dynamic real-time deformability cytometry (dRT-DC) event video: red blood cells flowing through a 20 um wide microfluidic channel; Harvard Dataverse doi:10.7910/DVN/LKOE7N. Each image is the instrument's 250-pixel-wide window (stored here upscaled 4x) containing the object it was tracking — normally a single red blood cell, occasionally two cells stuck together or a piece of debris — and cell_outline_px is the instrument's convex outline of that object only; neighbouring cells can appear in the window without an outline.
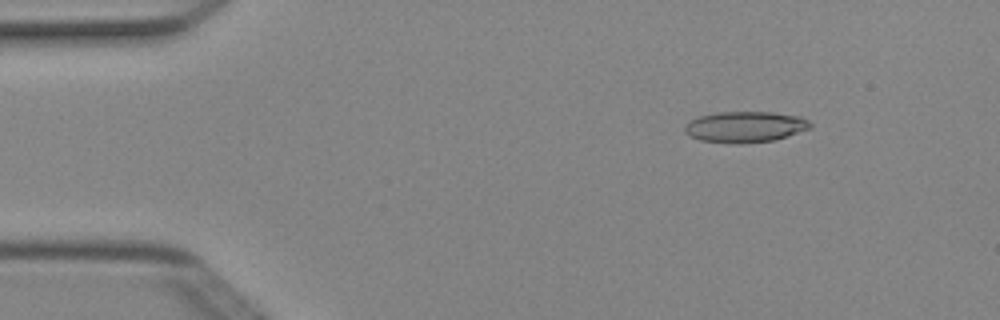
{"species": "Egyptian fruit bat (a non-hibernating species)", "species_latin": "Rousettus aegyptiacus", "temperature_condition": "cold", "stored_images_in_passage": 4, "camera_frame_rate_fps": 3000, "um_per_image_px": 0.085, "animal": {"sex": "female"}, "frame": {"image": 1, "passage_image": 2, "time_ms": 0.333, "image_size_px": [1000, 320], "cell_outline_px": [[812, 128], [788, 136], [772, 140], [736, 144], [700, 140], [688, 136], [684, 132], [684, 128], [692, 120], [700, 116], [720, 112], [772, 112], [800, 116], [808, 120], [812, 124]], "centroid_in_image_um": [63.36, 10.78], "position_along_channel_um": 21.6, "area_um2": 22.6}}
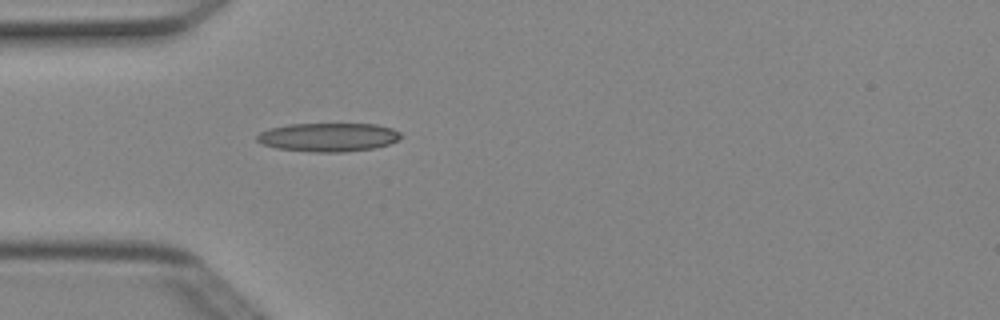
{"frame": {"image": 2, "passage_image": 4, "time_ms": 1.0, "image_size_px": [1000, 320], "cell_outline_px": [[400, 136], [396, 140], [388, 144], [376, 148], [344, 152], [308, 152], [276, 148], [264, 144], [256, 140], [256, 136], [260, 132], [268, 128], [288, 124], [376, 124], [392, 128], [400, 132]], "centroid_in_image_um": [27.88, 11.66], "position_along_channel_um": 57.1, "area_um2": 24.1}}